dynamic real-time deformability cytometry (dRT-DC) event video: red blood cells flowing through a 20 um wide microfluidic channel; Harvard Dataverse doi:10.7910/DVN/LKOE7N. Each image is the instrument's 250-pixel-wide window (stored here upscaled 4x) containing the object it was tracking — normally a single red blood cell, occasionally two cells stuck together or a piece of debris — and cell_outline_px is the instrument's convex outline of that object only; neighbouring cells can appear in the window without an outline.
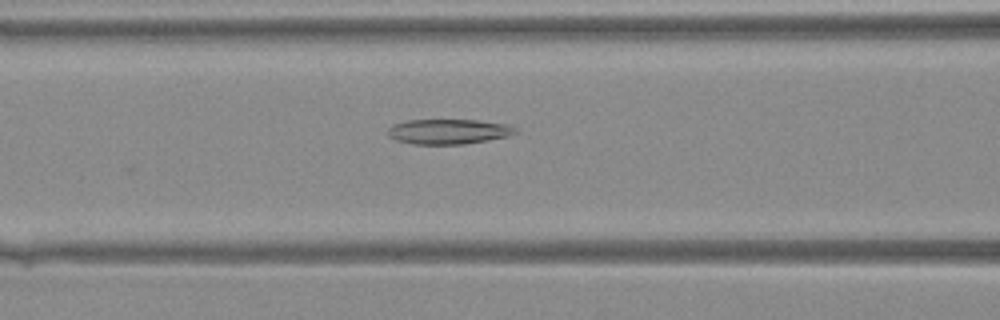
{"species": "Egyptian fruit bat (a non-hibernating species)", "species_latin": "Rousettus aegyptiacus", "temperature_condition": "warm", "stored_images_in_passage": 34, "camera_frame_rate_fps": 3000, "um_per_image_px": 0.085, "animal": {"sex": "female"}, "frame": {"image": 1, "passage_image": 14, "time_ms": 4.333, "image_size_px": [1000, 320], "cell_outline_px": [[516, 132], [508, 136], [488, 140], [464, 144], [412, 144], [396, 140], [388, 136], [388, 128], [392, 124], [408, 120], [476, 120], [504, 124], [516, 128]], "centroid_in_image_um": [38.07, 11.18], "position_along_channel_um": 128.5, "area_um2": 18.5}}
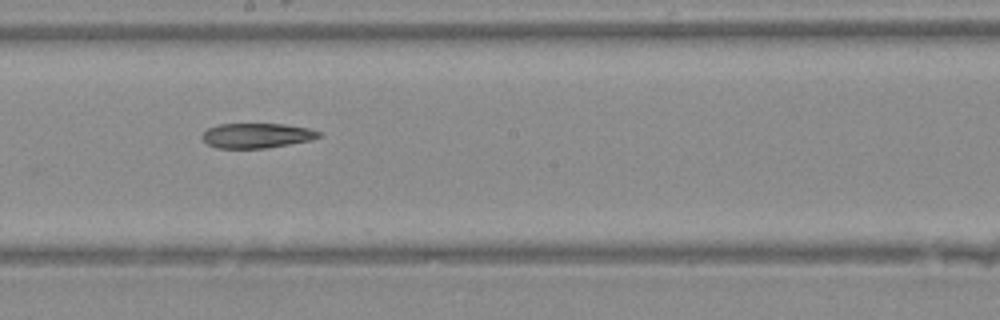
{"frame": {"image": 2, "passage_image": 20, "time_ms": 6.333, "image_size_px": [1000, 320], "cell_outline_px": [[320, 136], [312, 140], [268, 148], [216, 148], [208, 144], [200, 136], [208, 128], [220, 124], [284, 124], [308, 128], [320, 132]], "centroid_in_image_um": [21.82, 11.53], "position_along_channel_um": 226.4, "area_um2": 16.88}}
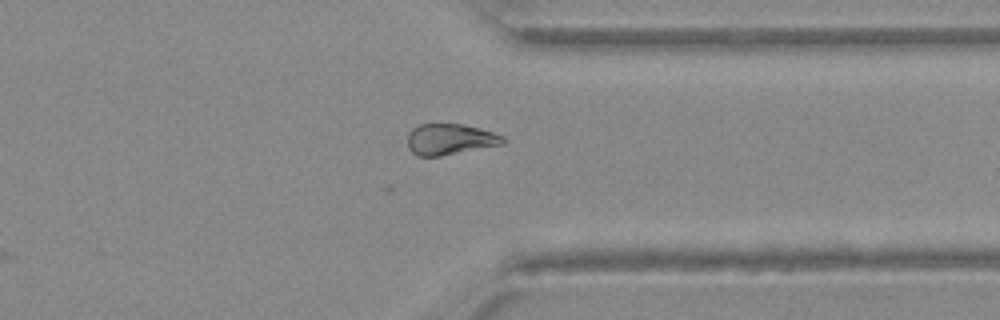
{"frame": {"image": 3, "passage_image": 29, "time_ms": 9.333, "image_size_px": [1000, 320], "cell_outline_px": [[508, 140], [504, 144], [440, 156], [416, 156], [408, 148], [408, 132], [412, 128], [420, 124], [460, 124], [480, 128], [504, 136]], "centroid_in_image_um": [38.26, 11.84], "position_along_channel_um": 373.1, "area_um2": 17.34}}